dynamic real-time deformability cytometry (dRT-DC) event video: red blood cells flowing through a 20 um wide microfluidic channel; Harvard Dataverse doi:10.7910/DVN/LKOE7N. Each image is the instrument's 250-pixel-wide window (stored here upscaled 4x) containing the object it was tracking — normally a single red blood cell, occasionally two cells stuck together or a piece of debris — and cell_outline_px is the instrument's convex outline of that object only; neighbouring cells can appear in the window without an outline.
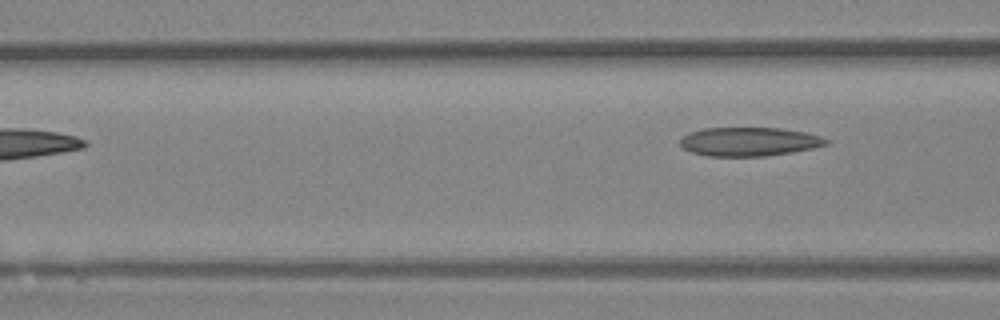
{"species": "Egyptian fruit bat (a non-hibernating species)", "species_latin": "Rousettus aegyptiacus", "temperature_condition": "room temperature", "stored_images_in_passage": 6, "camera_frame_rate_fps": 3000, "um_per_image_px": 0.085, "animal": {"sex": "female"}, "frame": {"image": 1, "passage_image": 6, "time_ms": 1.667, "image_size_px": [1000, 320], "cell_outline_px": [[828, 144], [812, 148], [792, 152], [764, 156], [708, 156], [692, 152], [684, 148], [680, 144], [680, 140], [688, 132], [704, 128], [780, 128], [804, 132], [820, 136], [828, 140]], "centroid_in_image_um": [63.66, 12.04], "position_along_channel_um": 102.9, "area_um2": 24.33}}